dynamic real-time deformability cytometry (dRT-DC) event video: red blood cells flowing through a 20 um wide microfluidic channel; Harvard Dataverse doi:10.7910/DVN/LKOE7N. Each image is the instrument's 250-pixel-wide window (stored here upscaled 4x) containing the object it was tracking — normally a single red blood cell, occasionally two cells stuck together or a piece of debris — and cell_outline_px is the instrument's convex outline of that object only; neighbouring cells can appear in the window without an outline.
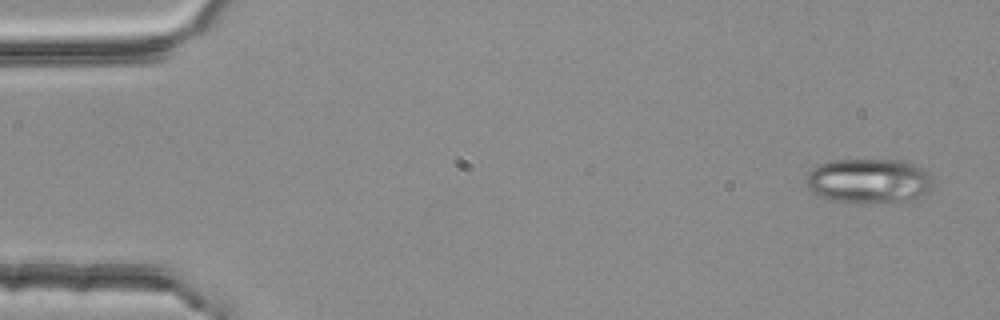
{"species": "common noctule bat (a hibernating species)", "species_latin": "Nyctalus noctula", "temperature_condition": "room temperature", "stored_images_in_passage": 5, "camera_frame_rate_fps": 3000, "um_per_image_px": 0.085, "animal": {"sex": "female", "body_mass_g": 25.1}, "frame": {"image": 1, "passage_image": 1, "time_ms": 0.0, "image_size_px": [1000, 320], "cell_outline_px": [[932, 184], [928, 192], [912, 200], [828, 200], [820, 196], [808, 188], [804, 184], [804, 176], [812, 168], [820, 164], [832, 160], [900, 160], [916, 164], [928, 172]], "centroid_in_image_um": [73.8, 15.32], "position_along_channel_um": 11.2, "area_um2": 32.31}}